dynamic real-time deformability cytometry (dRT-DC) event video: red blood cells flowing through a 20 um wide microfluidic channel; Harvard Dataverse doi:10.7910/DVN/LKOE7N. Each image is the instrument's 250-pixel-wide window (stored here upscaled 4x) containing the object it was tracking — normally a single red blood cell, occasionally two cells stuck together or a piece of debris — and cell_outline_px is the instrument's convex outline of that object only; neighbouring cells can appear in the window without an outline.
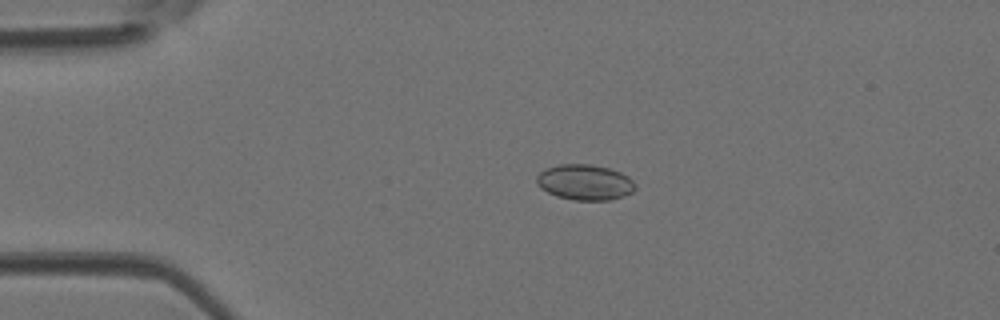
{"species": "Egyptian fruit bat (a non-hibernating species)", "species_latin": "Rousettus aegyptiacus", "temperature_condition": "room temperature", "stored_images_in_passage": 20, "camera_frame_rate_fps": 3000, "um_per_image_px": 0.085, "animal": {"sex": "female"}, "frame": {"image": 1, "passage_image": 2, "time_ms": 0.333, "image_size_px": [1000, 320], "cell_outline_px": [[636, 188], [632, 192], [608, 200], [572, 200], [556, 196], [540, 188], [536, 184], [536, 176], [544, 168], [560, 164], [592, 164], [608, 168], [620, 172], [628, 176], [636, 184]], "centroid_in_image_um": [49.68, 15.48], "position_along_channel_um": 35.3, "area_um2": 20.52}}
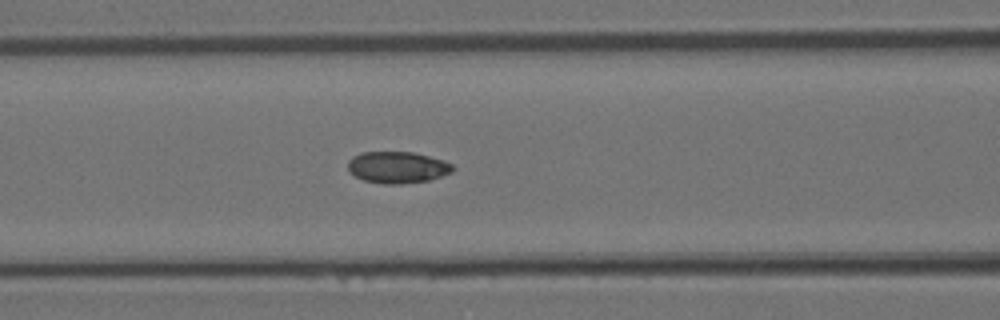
{"frame": {"image": 2, "passage_image": 11, "time_ms": 3.333, "image_size_px": [1000, 320], "cell_outline_px": [[456, 168], [452, 172], [428, 180], [400, 184], [384, 184], [364, 180], [348, 172], [348, 160], [352, 156], [360, 152], [412, 152], [444, 160], [452, 164]], "centroid_in_image_um": [33.76, 14.22], "position_along_channel_um": 132.8, "area_um2": 19.36}}
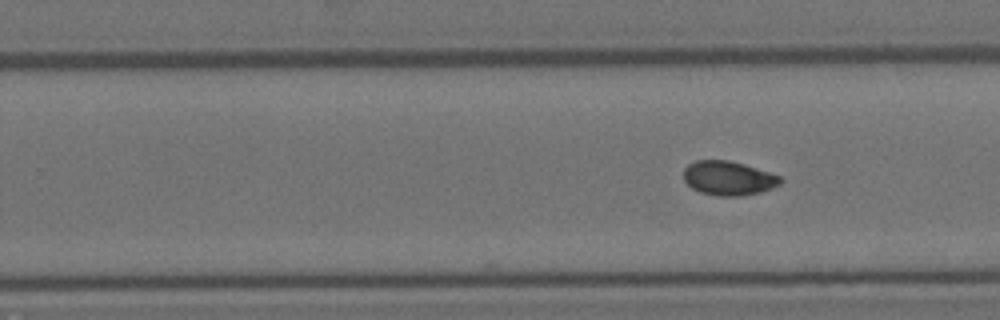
{"frame": {"image": 3, "passage_image": 20, "time_ms": 6.333, "image_size_px": [1000, 320], "cell_outline_px": [[784, 180], [780, 184], [772, 188], [760, 192], [740, 196], [716, 196], [700, 192], [692, 188], [684, 180], [684, 168], [688, 164], [696, 160], [728, 160], [744, 164], [780, 176]], "centroid_in_image_um": [61.91, 15.15], "position_along_channel_um": 267.9, "area_um2": 19.31}}